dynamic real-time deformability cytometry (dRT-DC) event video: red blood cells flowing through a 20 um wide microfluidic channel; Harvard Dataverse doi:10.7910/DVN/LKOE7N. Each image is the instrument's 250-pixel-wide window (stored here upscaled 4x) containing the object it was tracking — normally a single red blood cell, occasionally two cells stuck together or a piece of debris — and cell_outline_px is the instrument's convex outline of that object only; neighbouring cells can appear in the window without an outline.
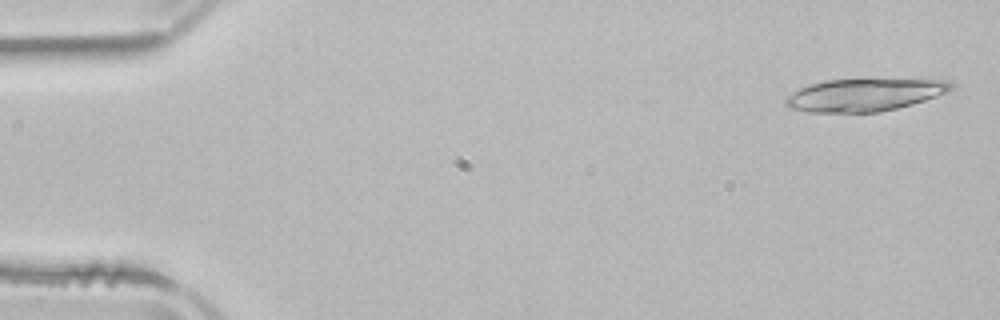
{"species": "common noctule bat (a hibernating species)", "species_latin": "Nyctalus noctula", "temperature_condition": "room temperature", "stored_images_in_passage": 4, "camera_frame_rate_fps": 3000, "um_per_image_px": 0.085, "animal": {"sex": "male", "body_mass_g": 21.5, "forearm_length_mm": 52.0}, "frame": {"image": 1, "passage_image": 1, "time_ms": 0.0, "image_size_px": [1000, 320], "cell_outline_px": [[952, 88], [948, 92], [912, 104], [880, 112], [808, 112], [788, 108], [784, 104], [784, 100], [788, 96], [800, 88], [808, 84], [824, 80], [948, 80], [952, 84]], "centroid_in_image_um": [73.42, 8.08], "position_along_channel_um": 11.6, "area_um2": 30.98}}